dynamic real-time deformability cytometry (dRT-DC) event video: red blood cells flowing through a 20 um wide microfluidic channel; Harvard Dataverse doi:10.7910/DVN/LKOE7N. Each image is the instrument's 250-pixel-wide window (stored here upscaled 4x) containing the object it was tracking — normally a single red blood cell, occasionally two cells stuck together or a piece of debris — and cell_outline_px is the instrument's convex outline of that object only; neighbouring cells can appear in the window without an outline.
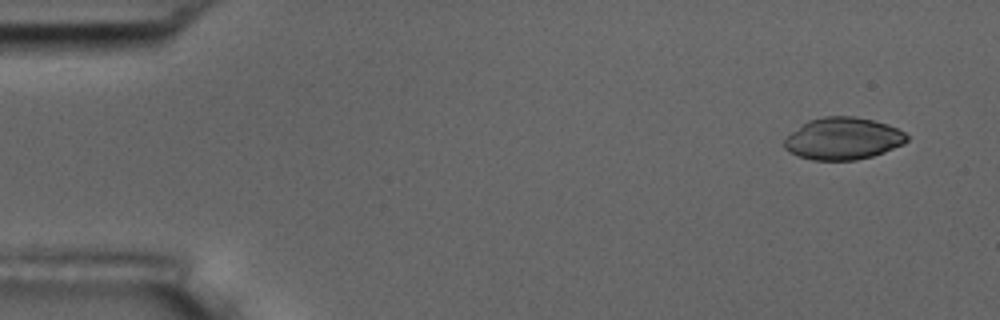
{"species": "common noctule bat (a hibernating species)", "species_latin": "Nyctalus noctula", "temperature_condition": "room temperature", "stored_images_in_passage": 4, "camera_frame_rate_fps": 3000, "um_per_image_px": 0.085, "animal": {"sex": "male", "body_mass_g": 17.5, "forearm_length_mm": 52.3}, "frame": {"image": 1, "passage_image": 1, "time_ms": 0.0, "image_size_px": [1000, 320], "cell_outline_px": [[908, 140], [904, 144], [884, 152], [872, 156], [856, 160], [812, 160], [800, 156], [784, 148], [784, 140], [792, 132], [808, 120], [824, 116], [852, 116], [872, 120], [888, 124], [904, 132], [908, 136]], "centroid_in_image_um": [71.68, 11.78], "position_along_channel_um": 13.3, "area_um2": 29.88}}
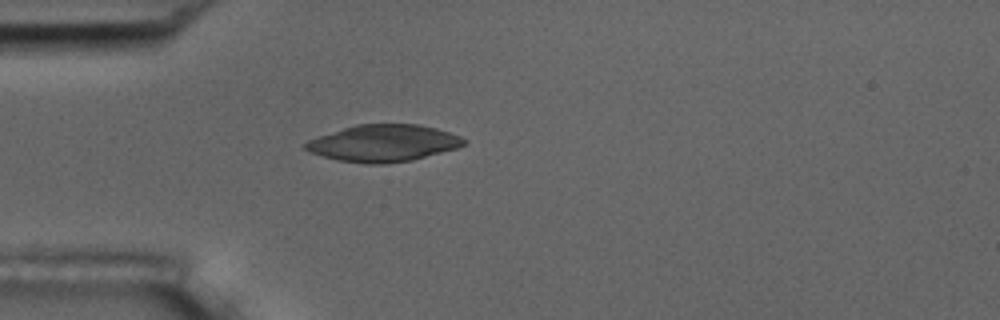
{"frame": {"image": 2, "passage_image": 4, "time_ms": 4.0, "image_size_px": [1000, 320], "cell_outline_px": [[468, 144], [456, 148], [412, 160], [380, 164], [364, 164], [336, 160], [308, 152], [300, 144], [308, 140], [356, 124], [416, 124], [436, 128], [460, 136], [468, 140]], "centroid_in_image_um": [32.57, 12.18], "position_along_channel_um": 52.4, "area_um2": 34.1}}